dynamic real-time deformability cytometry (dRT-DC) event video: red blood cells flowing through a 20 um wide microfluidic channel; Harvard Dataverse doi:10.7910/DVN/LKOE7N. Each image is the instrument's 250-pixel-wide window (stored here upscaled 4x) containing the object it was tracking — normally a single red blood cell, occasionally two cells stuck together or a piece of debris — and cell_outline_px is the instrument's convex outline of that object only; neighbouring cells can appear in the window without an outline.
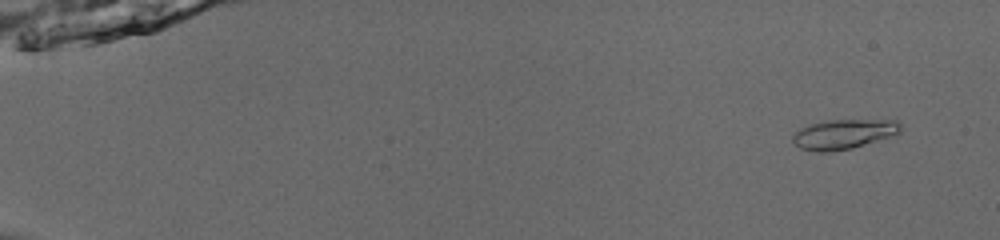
{"species": "common noctule bat (a hibernating species)", "species_latin": "Nyctalus noctula", "temperature_condition": "room temperature", "stored_images_in_passage": 53, "camera_frame_rate_fps": 3000, "um_per_image_px": 0.085, "animal": {"sex": "male", "body_mass_g": 13.0, "forearm_length_mm": 53.1}, "frame": {"image": 1, "passage_image": 3, "time_ms": 0.667, "image_size_px": [1000, 240], "cell_outline_px": [[900, 132], [852, 148], [832, 152], [816, 152], [800, 148], [792, 140], [792, 136], [800, 128], [824, 120], [896, 120], [900, 124]], "centroid_in_image_um": [71.65, 11.4], "position_along_channel_um": 13.3, "area_um2": 18.38}}
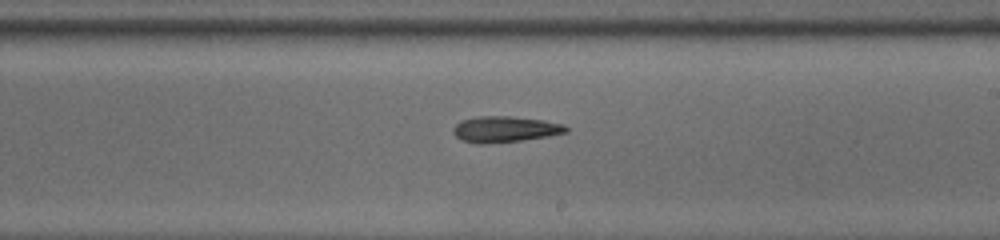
{"frame": {"image": 2, "passage_image": 33, "time_ms": 10.667, "image_size_px": [1000, 240], "cell_outline_px": [[568, 132], [548, 136], [520, 140], [484, 144], [476, 144], [460, 140], [452, 132], [452, 128], [460, 120], [476, 116], [508, 116], [544, 120], [564, 124], [568, 128]], "centroid_in_image_um": [42.88, 10.98], "position_along_channel_um": 246.1, "area_um2": 17.22}}
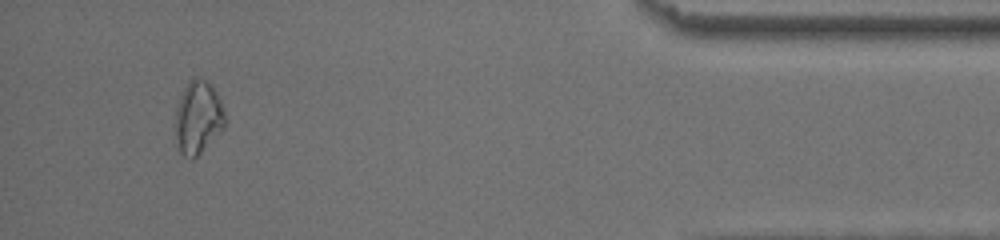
{"frame": {"image": 3, "passage_image": 50, "time_ms": 16.333, "image_size_px": [1000, 240], "cell_outline_px": [[224, 128], [192, 160], [184, 156], [180, 152], [176, 136], [176, 108], [180, 96], [188, 80], [196, 76], [212, 84], [224, 108]], "centroid_in_image_um": [16.83, 9.95], "position_along_channel_um": 418.4, "area_um2": 20.92}, "authors_computed_cell_mechanics": {"area_um2": 17.2822, "velocity_mm_per_s": 3.895, "shape_relaxation_time_tau1_ms": null, "shape_relaxation_time_tau2_ms": 5.6103, "deformation_change_tau1": null, "deformation_change_tau2": 0.1513}}